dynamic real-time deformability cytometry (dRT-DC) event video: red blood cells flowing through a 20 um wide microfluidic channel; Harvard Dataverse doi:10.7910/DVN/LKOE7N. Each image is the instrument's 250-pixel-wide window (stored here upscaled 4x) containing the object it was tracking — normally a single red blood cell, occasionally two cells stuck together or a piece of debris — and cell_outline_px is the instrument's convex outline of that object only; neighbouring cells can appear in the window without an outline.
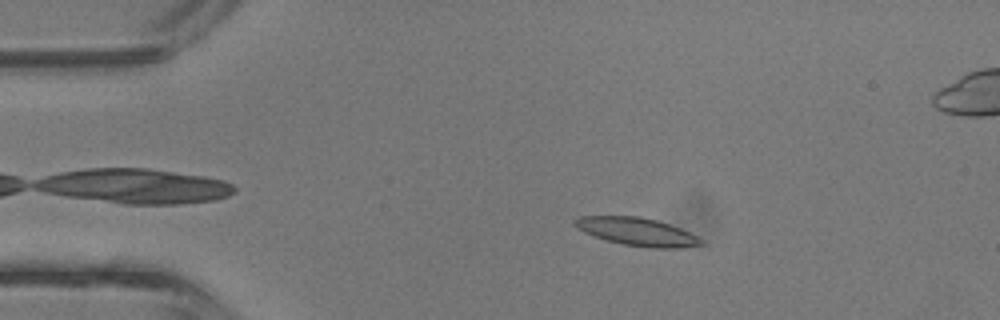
{"species": "common noctule bat (a hibernating species)", "species_latin": "Nyctalus noctula", "temperature_condition": "room temperature", "stored_images_in_passage": 3, "camera_frame_rate_fps": 3000, "um_per_image_px": 0.085, "animal": {"sex": "male", "body_mass_g": 13.3}, "frame": {"image": 1, "passage_image": 1, "time_ms": 0.0, "image_size_px": [1000, 320], "cell_outline_px": [[704, 244], [680, 248], [648, 248], [624, 244], [608, 240], [584, 232], [572, 224], [572, 220], [580, 216], [640, 216], [656, 220], [680, 228], [704, 240]], "centroid_in_image_um": [54.15, 19.69], "position_along_channel_um": 30.9, "area_um2": 20.46}}